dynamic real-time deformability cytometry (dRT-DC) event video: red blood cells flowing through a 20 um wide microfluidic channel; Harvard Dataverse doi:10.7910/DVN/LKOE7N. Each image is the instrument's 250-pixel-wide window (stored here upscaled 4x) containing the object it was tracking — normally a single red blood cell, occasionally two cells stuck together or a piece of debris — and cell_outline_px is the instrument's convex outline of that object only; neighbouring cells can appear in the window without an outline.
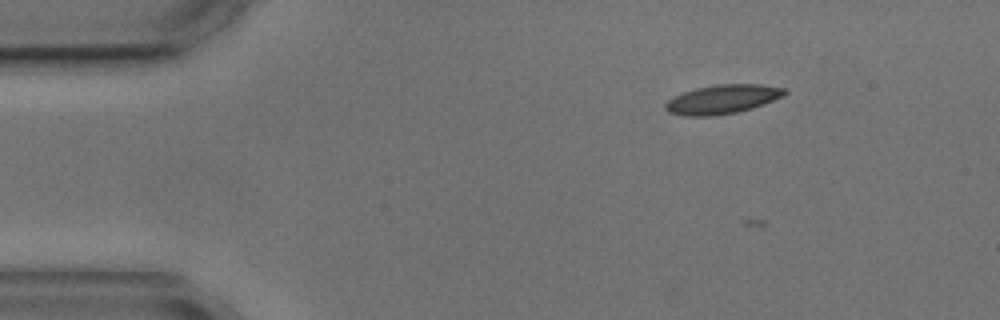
{"species": "common noctule bat (a hibernating species)", "species_latin": "Nyctalus noctula", "temperature_condition": "cold", "stored_images_in_passage": 3, "camera_frame_rate_fps": 3000, "um_per_image_px": 0.085, "animal": {"sex": "male", "body_mass_g": 17.9, "forearm_length_mm": 54.2}, "frame": {"image": 1, "passage_image": 1, "time_ms": 0.0, "image_size_px": [1000, 320], "cell_outline_px": [[788, 92], [784, 96], [764, 104], [752, 108], [736, 112], [712, 116], [684, 116], [668, 112], [664, 108], [664, 104], [672, 96], [696, 88], [716, 84], [760, 84], [784, 88]], "centroid_in_image_um": [61.39, 8.44], "position_along_channel_um": 23.6, "area_um2": 20.29}}